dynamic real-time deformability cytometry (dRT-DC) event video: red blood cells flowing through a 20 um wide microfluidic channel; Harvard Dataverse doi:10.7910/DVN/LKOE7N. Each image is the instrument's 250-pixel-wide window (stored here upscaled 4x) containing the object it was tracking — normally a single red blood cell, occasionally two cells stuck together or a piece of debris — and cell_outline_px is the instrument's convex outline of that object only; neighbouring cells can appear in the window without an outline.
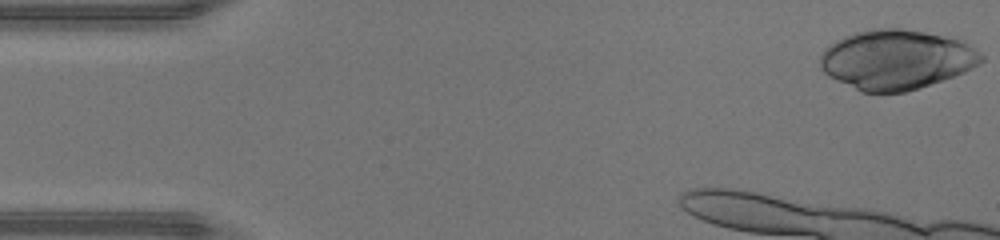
{"species": "human", "species_latin": "Homo sapiens", "temperature_condition": "warm", "stored_images_in_passage": 35, "camera_frame_rate_fps": 3000, "um_per_image_px": 0.085, "donor": {"sex": "male"}, "frame": {"image": 1, "passage_image": 1, "time_ms": 0.0, "image_size_px": [1000, 240], "cell_outline_px": [[984, 60], [980, 64], [964, 72], [904, 92], [860, 92], [828, 76], [820, 68], [820, 56], [824, 48], [836, 40], [844, 36], [856, 32], [872, 28], [900, 28], [924, 32], [964, 40], [980, 52], [984, 56]], "centroid_in_image_um": [76.17, 5.05], "position_along_channel_um": 8.8, "area_um2": 55.95}}
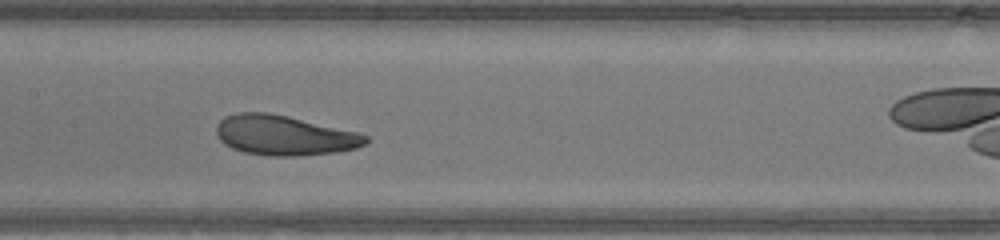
{"frame": {"image": 2, "passage_image": 18, "time_ms": 5.667, "image_size_px": [1000, 240], "cell_outline_px": [[368, 144], [356, 148], [336, 152], [300, 156], [272, 156], [244, 152], [232, 148], [224, 144], [216, 136], [216, 124], [224, 116], [236, 112], [268, 112], [288, 116], [356, 132], [368, 136]], "centroid_in_image_um": [24.13, 11.5], "position_along_channel_um": 183.3, "area_um2": 34.91}}
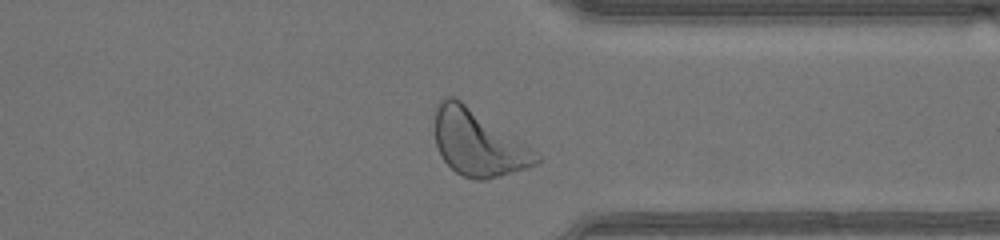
{"frame": {"image": 3, "passage_image": 31, "time_ms": 10.0, "image_size_px": [1000, 240], "cell_outline_px": [[544, 160], [528, 168], [500, 176], [484, 180], [476, 180], [464, 176], [456, 172], [444, 160], [436, 144], [436, 104], [444, 96], [452, 96], [460, 100], [540, 156]], "centroid_in_image_um": [40.61, 12.18], "position_along_channel_um": 370.8, "area_um2": 37.86}, "authors_computed_cell_mechanics": {"area_um2": 35.547, "velocity_mm_per_s": 4.4065, "shape_relaxation_time_tau1_ms": 2.6157, "shape_relaxation_time_tau2_ms": 2.1289, "deformation_change_tau1": 0.1664, "deformation_change_tau2": 0.1153}}